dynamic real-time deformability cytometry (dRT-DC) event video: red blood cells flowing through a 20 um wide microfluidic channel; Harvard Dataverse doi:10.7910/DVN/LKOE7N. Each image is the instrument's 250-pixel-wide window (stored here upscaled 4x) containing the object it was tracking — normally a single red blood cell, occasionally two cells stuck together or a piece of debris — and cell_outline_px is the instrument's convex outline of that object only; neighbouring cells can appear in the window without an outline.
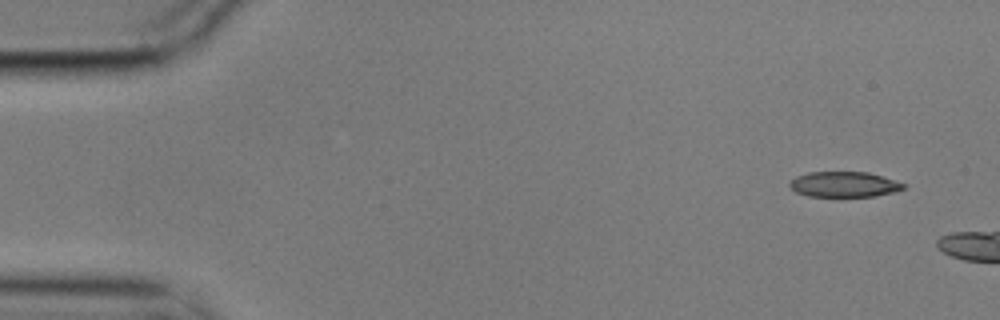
{"species": "common noctule bat (a hibernating species)", "species_latin": "Nyctalus noctula", "temperature_condition": "cold", "stored_images_in_passage": 2, "camera_frame_rate_fps": 3000, "um_per_image_px": 0.085, "animal": {"sex": "male", "body_mass_g": 17.9}, "frame": {"image": 1, "passage_image": 1, "time_ms": 0.0, "image_size_px": [1000, 320], "cell_outline_px": [[908, 184], [904, 188], [896, 192], [876, 196], [808, 196], [796, 192], [788, 184], [796, 176], [808, 172], [868, 172]], "centroid_in_image_um": [71.78, 15.67], "position_along_channel_um": 13.2, "area_um2": 16.88}}